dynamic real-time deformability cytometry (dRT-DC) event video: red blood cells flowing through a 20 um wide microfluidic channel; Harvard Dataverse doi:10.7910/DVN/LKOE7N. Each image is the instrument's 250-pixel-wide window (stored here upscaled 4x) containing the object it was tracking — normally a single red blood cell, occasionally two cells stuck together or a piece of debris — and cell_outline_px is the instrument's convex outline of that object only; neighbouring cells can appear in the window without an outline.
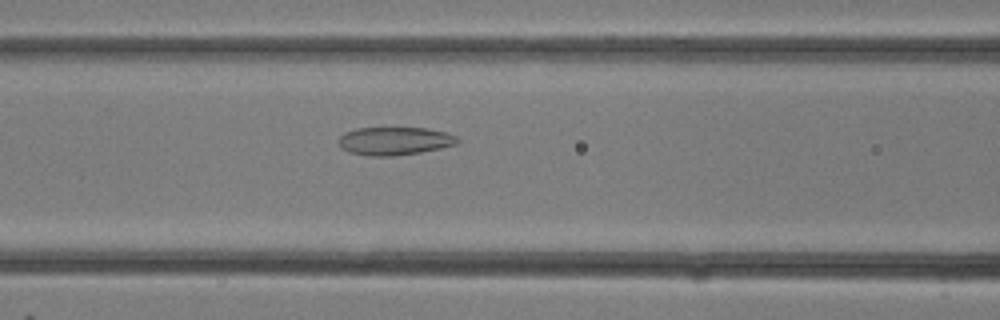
{"species": "common noctule bat (a hibernating species)", "species_latin": "Nyctalus noctula", "temperature_condition": "room temperature", "stored_images_in_passage": 31, "camera_frame_rate_fps": 3000, "um_per_image_px": 0.085, "animal": {"sex": "female"}, "frame": {"image": 1, "passage_image": 13, "time_ms": 4.0, "image_size_px": [1000, 320], "cell_outline_px": [[460, 140], [456, 144], [440, 148], [420, 152], [392, 156], [368, 156], [348, 152], [340, 148], [340, 136], [344, 132], [356, 128], [428, 128], [448, 132], [456, 136]], "centroid_in_image_um": [33.54, 11.98], "position_along_channel_um": 133.1, "area_um2": 19.54}}
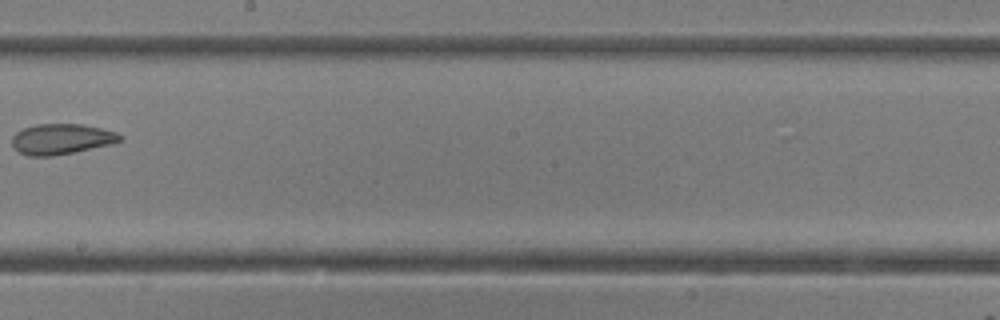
{"frame": {"image": 2, "passage_image": 18, "time_ms": 5.667, "image_size_px": [1000, 320], "cell_outline_px": [[124, 136], [120, 140], [112, 144], [52, 156], [28, 156], [20, 152], [12, 144], [12, 136], [16, 132], [24, 128], [36, 124], [80, 124], [100, 128], [116, 132]], "centroid_in_image_um": [5.21, 11.81], "position_along_channel_um": 243.0, "area_um2": 19.02}}
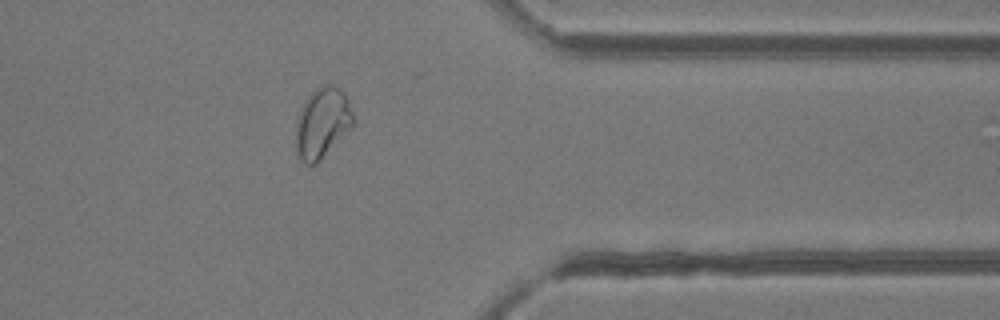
{"frame": {"image": 3, "passage_image": 25, "time_ms": 8.0, "image_size_px": [1000, 320], "cell_outline_px": [[352, 128], [316, 164], [304, 164], [296, 156], [296, 120], [308, 96], [316, 88], [324, 84], [332, 84], [340, 88], [344, 92], [348, 100], [352, 112]], "centroid_in_image_um": [27.38, 10.46], "position_along_channel_um": 384.0, "area_um2": 23.52}}